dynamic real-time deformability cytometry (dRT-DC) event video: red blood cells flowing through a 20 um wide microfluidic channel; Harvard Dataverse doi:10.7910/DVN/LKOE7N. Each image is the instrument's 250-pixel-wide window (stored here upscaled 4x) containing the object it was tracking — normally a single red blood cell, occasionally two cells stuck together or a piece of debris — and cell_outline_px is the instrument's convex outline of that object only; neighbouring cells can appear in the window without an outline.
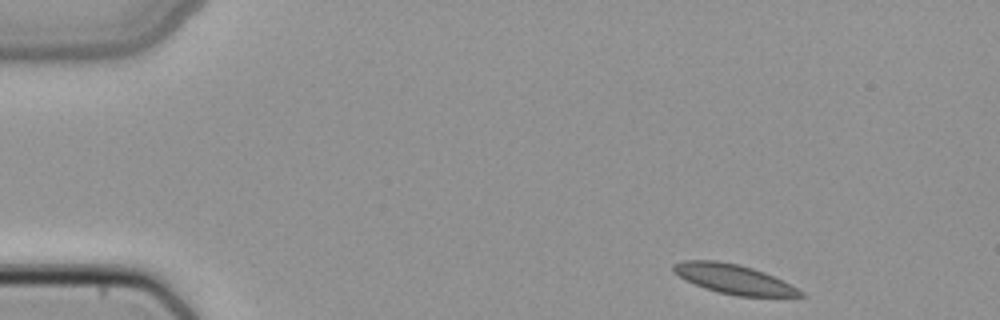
{"species": "common noctule bat (a hibernating species)", "species_latin": "Nyctalus noctula", "temperature_condition": "cold", "stored_images_in_passage": 45, "camera_frame_rate_fps": 3000, "um_per_image_px": 0.085, "animal": {"sex": "female", "body_mass_g": 22.7, "forearm_length_mm": 54.2}, "frame": {"image": 1, "passage_image": 1, "time_ms": 0.0, "image_size_px": [1000, 320], "cell_outline_px": [[808, 296], [736, 296], [704, 288], [672, 272], [672, 264], [684, 260], [716, 260], [740, 264], [764, 272], [804, 292]], "centroid_in_image_um": [62.33, 23.71], "position_along_channel_um": 22.7, "area_um2": 21.5}}
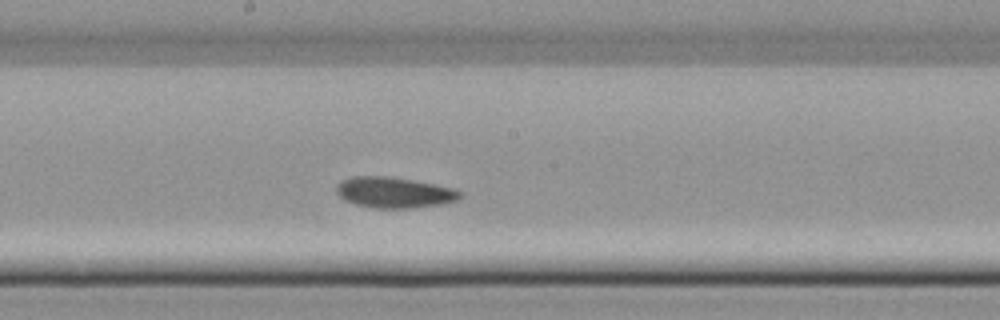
{"frame": {"image": 2, "passage_image": 22, "time_ms": 7.0, "image_size_px": [1000, 320], "cell_outline_px": [[464, 196], [460, 200], [440, 204], [412, 208], [376, 208], [356, 204], [344, 200], [336, 192], [336, 184], [340, 180], [352, 176], [388, 176], [412, 180], [452, 188], [464, 192]], "centroid_in_image_um": [33.51, 16.36], "position_along_channel_um": 214.7, "area_um2": 22.31}}
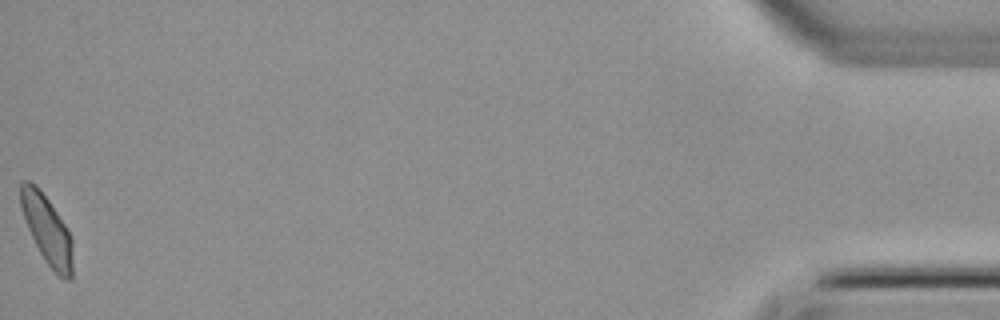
{"frame": {"image": 3, "passage_image": 45, "time_ms": 14.667, "image_size_px": [1000, 320], "cell_outline_px": [[72, 280], [64, 280], [44, 260], [28, 228], [20, 204], [20, 180], [28, 180], [48, 200], [72, 236]], "centroid_in_image_um": [4.01, 19.56], "position_along_channel_um": 431.2, "area_um2": 20.23}}